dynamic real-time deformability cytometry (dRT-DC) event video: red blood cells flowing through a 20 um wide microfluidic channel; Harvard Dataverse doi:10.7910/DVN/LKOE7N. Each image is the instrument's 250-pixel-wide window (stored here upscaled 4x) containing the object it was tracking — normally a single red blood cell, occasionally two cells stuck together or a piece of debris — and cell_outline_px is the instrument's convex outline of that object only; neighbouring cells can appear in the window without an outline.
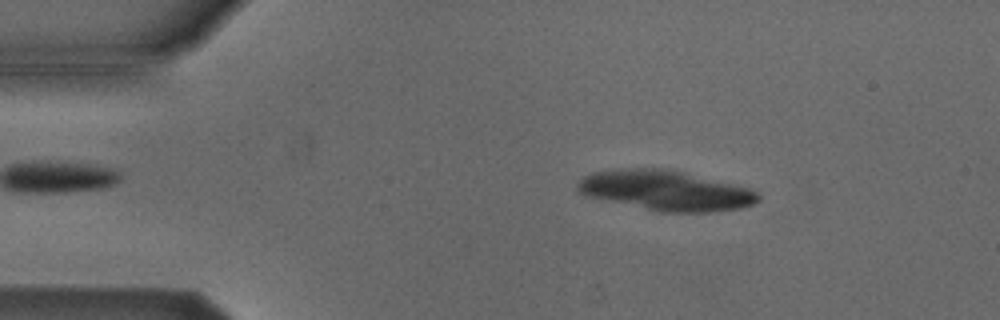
{"species": "Egyptian fruit bat (a non-hibernating species)", "species_latin": "Rousettus aegyptiacus", "temperature_condition": "cold", "stored_images_in_passage": 53, "camera_frame_rate_fps": 3000, "um_per_image_px": 0.085, "animal": {"sex": "male"}, "frame": {"image": 1, "passage_image": 8, "time_ms": 2.333, "image_size_px": [1000, 320], "cell_outline_px": [[760, 200], [752, 204], [740, 208], [708, 212], [660, 212], [584, 196], [576, 192], [576, 184], [584, 176], [592, 172], [624, 168], [664, 168], [752, 188], [760, 192]], "centroid_in_image_um": [56.56, 16.2], "position_along_channel_um": 28.4, "area_um2": 42.37}}
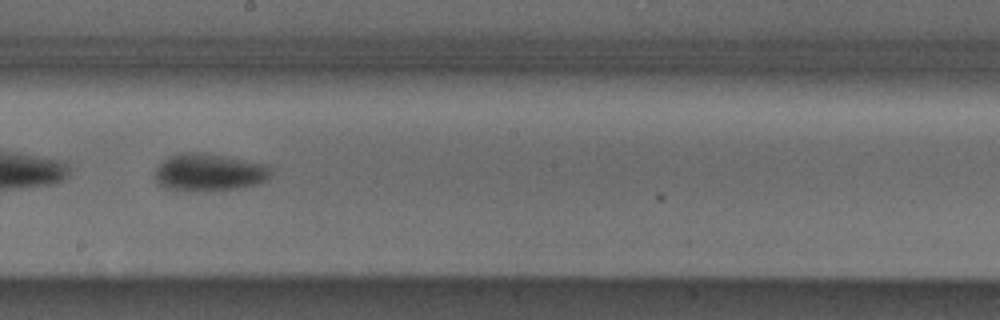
{"frame": {"image": 2, "passage_image": 29, "time_ms": 9.333, "image_size_px": [1000, 320], "cell_outline_px": [[272, 172], [268, 180], [260, 184], [236, 188], [204, 192], [188, 192], [168, 188], [160, 184], [156, 180], [156, 168], [168, 156], [180, 152], [204, 152], [264, 164], [272, 168]], "centroid_in_image_um": [17.79, 14.66], "position_along_channel_um": 230.4, "area_um2": 25.61}}
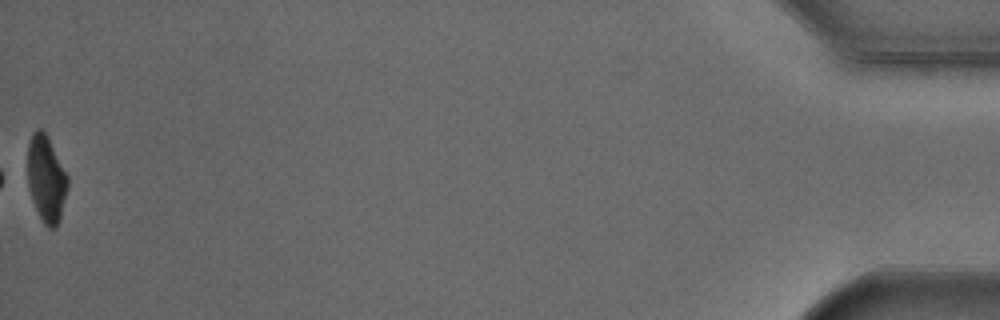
{"frame": {"image": 3, "passage_image": 53, "time_ms": 17.333, "image_size_px": [1000, 320], "cell_outline_px": [[68, 188], [60, 220], [56, 228], [48, 228], [44, 224], [32, 200], [28, 188], [28, 144], [32, 132], [36, 128], [40, 128], [48, 136], [68, 176]], "centroid_in_image_um": [3.94, 15.2], "position_along_channel_um": 431.3, "area_um2": 20.35}, "authors_computed_cell_mechanics": {"area_um2": 25.0852, "velocity_mm_per_s": 3.8174, "shape_relaxation_time_tau1_ms": 1.922, "shape_relaxation_time_tau2_ms": null, "deformation_change_tau1": 0.114, "deformation_change_tau2": null}}